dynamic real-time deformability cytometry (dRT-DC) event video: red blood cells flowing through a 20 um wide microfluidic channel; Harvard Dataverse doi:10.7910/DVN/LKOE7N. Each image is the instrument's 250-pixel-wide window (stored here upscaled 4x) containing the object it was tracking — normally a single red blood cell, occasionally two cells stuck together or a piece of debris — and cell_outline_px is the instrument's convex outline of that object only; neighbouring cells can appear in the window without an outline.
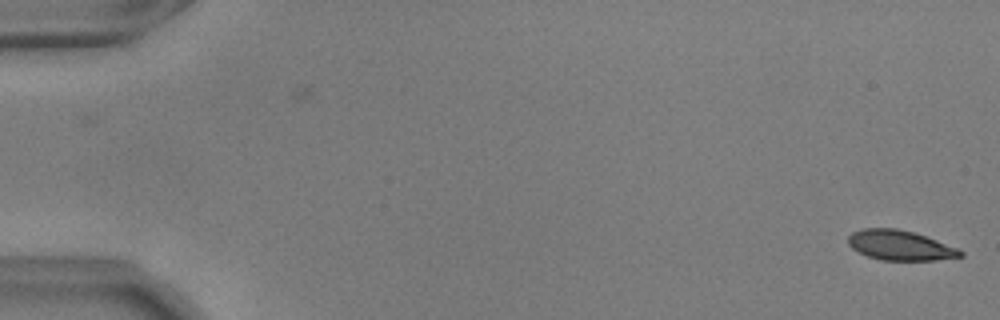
{"species": "common noctule bat (a hibernating species)", "species_latin": "Nyctalus noctula", "temperature_condition": "warm", "stored_images_in_passage": 55, "camera_frame_rate_fps": 3000, "um_per_image_px": 0.085, "animal": {"sex": "male", "body_mass_g": 17.9, "forearm_length_mm": 54.2}, "frame": {"image": 1, "passage_image": 1, "time_ms": 0.0, "image_size_px": [1000, 320], "cell_outline_px": [[964, 256], [936, 260], [880, 260], [868, 256], [852, 248], [848, 244], [848, 236], [852, 232], [860, 228], [896, 228], [912, 232], [936, 240], [956, 248], [964, 252]], "centroid_in_image_um": [76.47, 20.85], "position_along_channel_um": 8.5, "area_um2": 19.42}}
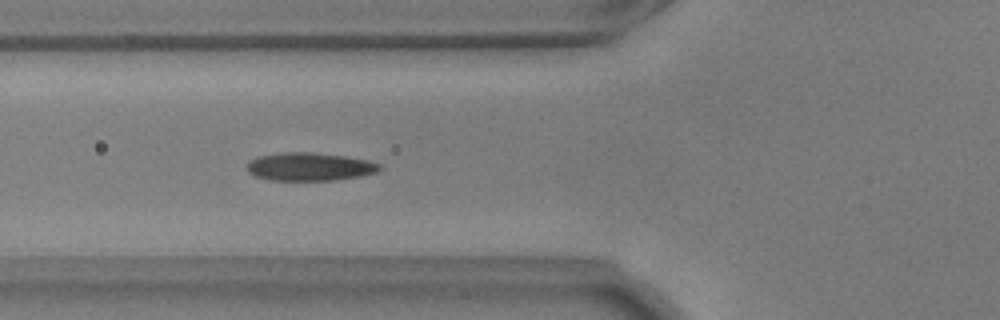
{"frame": {"image": 2, "passage_image": 21, "time_ms": 6.667, "image_size_px": [1000, 320], "cell_outline_px": [[384, 168], [376, 172], [360, 176], [336, 180], [272, 180], [256, 176], [248, 172], [244, 168], [252, 160], [260, 156], [284, 152], [308, 152], [344, 156], [368, 160], [380, 164]], "centroid_in_image_um": [26.34, 14.17], "position_along_channel_um": 99.5, "area_um2": 21.62}}
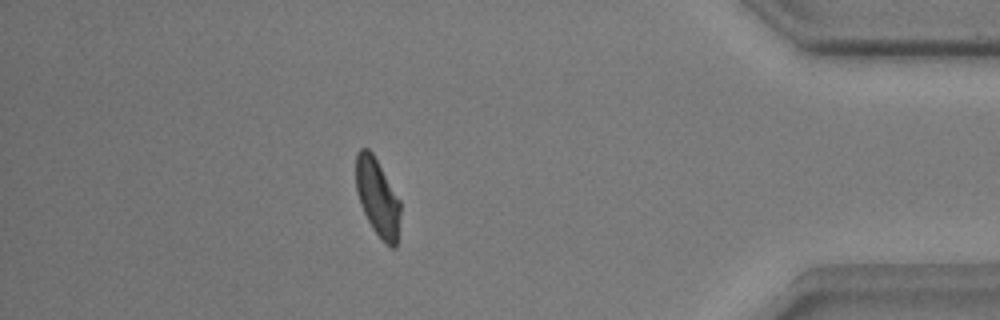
{"frame": {"image": 3, "passage_image": 49, "time_ms": 16.0, "image_size_px": [1000, 320], "cell_outline_px": [[400, 212], [396, 248], [392, 248], [372, 228], [360, 204], [356, 192], [356, 156], [360, 148], [368, 148], [372, 152], [400, 200]], "centroid_in_image_um": [32.08, 16.75], "position_along_channel_um": 403.1, "area_um2": 19.77}, "authors_computed_cell_mechanics": {"area_um2": 20.9236, "velocity_mm_per_s": 3.6532, "shape_relaxation_time_tau1_ms": 3.6958, "shape_relaxation_time_tau2_ms": 0.8323, "deformation_change_tau1": 0.1306, "deformation_change_tau2": 0.0557}}